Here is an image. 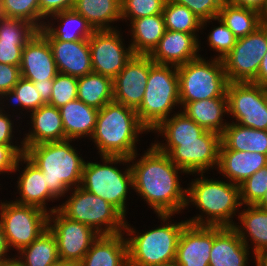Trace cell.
Instances as JSON below:
<instances>
[{"instance_id":"6da1fadb","label":"cell","mask_w":267,"mask_h":266,"mask_svg":"<svg viewBox=\"0 0 267 266\" xmlns=\"http://www.w3.org/2000/svg\"><path fill=\"white\" fill-rule=\"evenodd\" d=\"M133 188L158 215H173L186 207L187 189L180 187L177 167L153 144L131 166Z\"/></svg>"},{"instance_id":"7a4b0ae2","label":"cell","mask_w":267,"mask_h":266,"mask_svg":"<svg viewBox=\"0 0 267 266\" xmlns=\"http://www.w3.org/2000/svg\"><path fill=\"white\" fill-rule=\"evenodd\" d=\"M147 129L140 123L135 109L111 101L98 111L92 139L101 156L137 155L139 133Z\"/></svg>"},{"instance_id":"3957f363","label":"cell","mask_w":267,"mask_h":266,"mask_svg":"<svg viewBox=\"0 0 267 266\" xmlns=\"http://www.w3.org/2000/svg\"><path fill=\"white\" fill-rule=\"evenodd\" d=\"M69 142L41 143L24 151V155L42 171L49 191L57 199L81 185L85 161Z\"/></svg>"},{"instance_id":"277c9868","label":"cell","mask_w":267,"mask_h":266,"mask_svg":"<svg viewBox=\"0 0 267 266\" xmlns=\"http://www.w3.org/2000/svg\"><path fill=\"white\" fill-rule=\"evenodd\" d=\"M201 178H196L187 188V204L197 205L206 215V220L201 215L186 220L193 225H208L233 227V214L239 206L240 201V185L225 183L224 181L205 179L203 173Z\"/></svg>"},{"instance_id":"5b68a950","label":"cell","mask_w":267,"mask_h":266,"mask_svg":"<svg viewBox=\"0 0 267 266\" xmlns=\"http://www.w3.org/2000/svg\"><path fill=\"white\" fill-rule=\"evenodd\" d=\"M177 104L180 105L177 66L156 64L150 58L144 97L136 109L140 123L148 131H153L162 121L169 118L170 111Z\"/></svg>"},{"instance_id":"8992f818","label":"cell","mask_w":267,"mask_h":266,"mask_svg":"<svg viewBox=\"0 0 267 266\" xmlns=\"http://www.w3.org/2000/svg\"><path fill=\"white\" fill-rule=\"evenodd\" d=\"M101 157L103 164L85 162L80 187L103 198L125 217L127 193L129 187L133 188L132 170L128 167L123 173L112 164L130 163L135 160L136 155L130 158L108 155Z\"/></svg>"},{"instance_id":"52a82bcc","label":"cell","mask_w":267,"mask_h":266,"mask_svg":"<svg viewBox=\"0 0 267 266\" xmlns=\"http://www.w3.org/2000/svg\"><path fill=\"white\" fill-rule=\"evenodd\" d=\"M73 190L69 200L58 206V210L65 217L86 224L99 235H115L122 231L125 233V230L129 236L136 233L134 228L127 224L125 217L106 200L87 192L80 186Z\"/></svg>"},{"instance_id":"ba28073f","label":"cell","mask_w":267,"mask_h":266,"mask_svg":"<svg viewBox=\"0 0 267 266\" xmlns=\"http://www.w3.org/2000/svg\"><path fill=\"white\" fill-rule=\"evenodd\" d=\"M179 77V100L184 106L188 102L227 97L228 79L222 60L206 61L199 58L177 66Z\"/></svg>"},{"instance_id":"9c48e42d","label":"cell","mask_w":267,"mask_h":266,"mask_svg":"<svg viewBox=\"0 0 267 266\" xmlns=\"http://www.w3.org/2000/svg\"><path fill=\"white\" fill-rule=\"evenodd\" d=\"M158 216L165 225L126 239L128 266H150L175 260L179 236L188 222L167 223L173 215Z\"/></svg>"},{"instance_id":"30bf717a","label":"cell","mask_w":267,"mask_h":266,"mask_svg":"<svg viewBox=\"0 0 267 266\" xmlns=\"http://www.w3.org/2000/svg\"><path fill=\"white\" fill-rule=\"evenodd\" d=\"M0 224L10 248L19 252L48 228L49 211L16 202H1Z\"/></svg>"},{"instance_id":"8fae6325","label":"cell","mask_w":267,"mask_h":266,"mask_svg":"<svg viewBox=\"0 0 267 266\" xmlns=\"http://www.w3.org/2000/svg\"><path fill=\"white\" fill-rule=\"evenodd\" d=\"M267 51V22L245 37L238 38L233 49L222 59L229 82H251Z\"/></svg>"},{"instance_id":"7c38bea8","label":"cell","mask_w":267,"mask_h":266,"mask_svg":"<svg viewBox=\"0 0 267 266\" xmlns=\"http://www.w3.org/2000/svg\"><path fill=\"white\" fill-rule=\"evenodd\" d=\"M226 96L228 113L238 125L267 130V87L252 82H229Z\"/></svg>"},{"instance_id":"4fadbf2b","label":"cell","mask_w":267,"mask_h":266,"mask_svg":"<svg viewBox=\"0 0 267 266\" xmlns=\"http://www.w3.org/2000/svg\"><path fill=\"white\" fill-rule=\"evenodd\" d=\"M49 210L48 228L56 238L59 259L77 266L100 235L86 224L68 219L58 207Z\"/></svg>"},{"instance_id":"5bb4252c","label":"cell","mask_w":267,"mask_h":266,"mask_svg":"<svg viewBox=\"0 0 267 266\" xmlns=\"http://www.w3.org/2000/svg\"><path fill=\"white\" fill-rule=\"evenodd\" d=\"M120 31L95 30L88 39L93 72L114 79L134 55L124 47Z\"/></svg>"},{"instance_id":"9a60e30c","label":"cell","mask_w":267,"mask_h":266,"mask_svg":"<svg viewBox=\"0 0 267 266\" xmlns=\"http://www.w3.org/2000/svg\"><path fill=\"white\" fill-rule=\"evenodd\" d=\"M221 135L206 130L198 141L178 142L167 155L185 173H205L210 167L218 166Z\"/></svg>"},{"instance_id":"2e32d148","label":"cell","mask_w":267,"mask_h":266,"mask_svg":"<svg viewBox=\"0 0 267 266\" xmlns=\"http://www.w3.org/2000/svg\"><path fill=\"white\" fill-rule=\"evenodd\" d=\"M149 70L148 55H133L113 79V101L136 110L144 97Z\"/></svg>"},{"instance_id":"e0dca14e","label":"cell","mask_w":267,"mask_h":266,"mask_svg":"<svg viewBox=\"0 0 267 266\" xmlns=\"http://www.w3.org/2000/svg\"><path fill=\"white\" fill-rule=\"evenodd\" d=\"M39 32L48 40L58 73L82 77L93 72L88 39L61 41L44 27Z\"/></svg>"},{"instance_id":"ac0fdd59","label":"cell","mask_w":267,"mask_h":266,"mask_svg":"<svg viewBox=\"0 0 267 266\" xmlns=\"http://www.w3.org/2000/svg\"><path fill=\"white\" fill-rule=\"evenodd\" d=\"M213 226L187 223L179 236L175 261L179 266H209Z\"/></svg>"},{"instance_id":"d6986e66","label":"cell","mask_w":267,"mask_h":266,"mask_svg":"<svg viewBox=\"0 0 267 266\" xmlns=\"http://www.w3.org/2000/svg\"><path fill=\"white\" fill-rule=\"evenodd\" d=\"M21 77L32 82L54 79L58 70L48 40L38 31L22 49Z\"/></svg>"},{"instance_id":"ffe728a7","label":"cell","mask_w":267,"mask_h":266,"mask_svg":"<svg viewBox=\"0 0 267 266\" xmlns=\"http://www.w3.org/2000/svg\"><path fill=\"white\" fill-rule=\"evenodd\" d=\"M199 44L195 33L166 30L148 56L156 64L179 66L200 57Z\"/></svg>"},{"instance_id":"44dd1931","label":"cell","mask_w":267,"mask_h":266,"mask_svg":"<svg viewBox=\"0 0 267 266\" xmlns=\"http://www.w3.org/2000/svg\"><path fill=\"white\" fill-rule=\"evenodd\" d=\"M248 249L234 227L213 226L209 266H247Z\"/></svg>"},{"instance_id":"7402d4cb","label":"cell","mask_w":267,"mask_h":266,"mask_svg":"<svg viewBox=\"0 0 267 266\" xmlns=\"http://www.w3.org/2000/svg\"><path fill=\"white\" fill-rule=\"evenodd\" d=\"M267 165V155L256 152L227 149L222 143L219 148L218 167L231 183L240 185L259 169Z\"/></svg>"},{"instance_id":"603a6c76","label":"cell","mask_w":267,"mask_h":266,"mask_svg":"<svg viewBox=\"0 0 267 266\" xmlns=\"http://www.w3.org/2000/svg\"><path fill=\"white\" fill-rule=\"evenodd\" d=\"M31 119L34 129L23 139L21 147L24 149L41 143L67 140L59 108L44 104L32 111Z\"/></svg>"},{"instance_id":"cb8c5ba5","label":"cell","mask_w":267,"mask_h":266,"mask_svg":"<svg viewBox=\"0 0 267 266\" xmlns=\"http://www.w3.org/2000/svg\"><path fill=\"white\" fill-rule=\"evenodd\" d=\"M123 234L100 235L77 266H128L127 242Z\"/></svg>"},{"instance_id":"d4e9b609","label":"cell","mask_w":267,"mask_h":266,"mask_svg":"<svg viewBox=\"0 0 267 266\" xmlns=\"http://www.w3.org/2000/svg\"><path fill=\"white\" fill-rule=\"evenodd\" d=\"M24 161V162H23ZM23 163H27L21 176L19 177L18 190L20 199L14 201L21 205H31L47 211L46 200L52 201L57 199L46 185L45 176L42 171L32 163L24 154L22 155Z\"/></svg>"},{"instance_id":"484cf974","label":"cell","mask_w":267,"mask_h":266,"mask_svg":"<svg viewBox=\"0 0 267 266\" xmlns=\"http://www.w3.org/2000/svg\"><path fill=\"white\" fill-rule=\"evenodd\" d=\"M59 111L67 140L72 142V139L88 137V135L90 138L92 137L96 127L98 109L75 99L60 107Z\"/></svg>"},{"instance_id":"4316f807","label":"cell","mask_w":267,"mask_h":266,"mask_svg":"<svg viewBox=\"0 0 267 266\" xmlns=\"http://www.w3.org/2000/svg\"><path fill=\"white\" fill-rule=\"evenodd\" d=\"M154 131L161 133L166 138L167 144L154 143L161 152L167 154L178 142L198 141L206 130L189 118L183 111L174 114L171 118L162 121ZM167 145V146H166Z\"/></svg>"},{"instance_id":"83f0119b","label":"cell","mask_w":267,"mask_h":266,"mask_svg":"<svg viewBox=\"0 0 267 266\" xmlns=\"http://www.w3.org/2000/svg\"><path fill=\"white\" fill-rule=\"evenodd\" d=\"M183 112L205 130L223 133L228 123H224L223 113L228 114L227 97H217L188 102Z\"/></svg>"},{"instance_id":"f1b7e54d","label":"cell","mask_w":267,"mask_h":266,"mask_svg":"<svg viewBox=\"0 0 267 266\" xmlns=\"http://www.w3.org/2000/svg\"><path fill=\"white\" fill-rule=\"evenodd\" d=\"M130 24L133 35L130 46L134 55H149L166 31L163 14L134 19Z\"/></svg>"},{"instance_id":"f546056e","label":"cell","mask_w":267,"mask_h":266,"mask_svg":"<svg viewBox=\"0 0 267 266\" xmlns=\"http://www.w3.org/2000/svg\"><path fill=\"white\" fill-rule=\"evenodd\" d=\"M221 143L229 150L258 152L267 155V130H258L228 123L221 134Z\"/></svg>"},{"instance_id":"4dcf8cb0","label":"cell","mask_w":267,"mask_h":266,"mask_svg":"<svg viewBox=\"0 0 267 266\" xmlns=\"http://www.w3.org/2000/svg\"><path fill=\"white\" fill-rule=\"evenodd\" d=\"M73 9L94 30H113L110 23L121 20V0H76Z\"/></svg>"},{"instance_id":"1f68e13d","label":"cell","mask_w":267,"mask_h":266,"mask_svg":"<svg viewBox=\"0 0 267 266\" xmlns=\"http://www.w3.org/2000/svg\"><path fill=\"white\" fill-rule=\"evenodd\" d=\"M247 210L239 213L238 218L243 228L234 225V229L238 232L244 244L248 247L247 237L254 243L253 254H257L267 250V209L257 205H247ZM249 234L246 237V232Z\"/></svg>"},{"instance_id":"d6a6232c","label":"cell","mask_w":267,"mask_h":266,"mask_svg":"<svg viewBox=\"0 0 267 266\" xmlns=\"http://www.w3.org/2000/svg\"><path fill=\"white\" fill-rule=\"evenodd\" d=\"M77 99L100 110L113 101V79L95 72L78 77Z\"/></svg>"},{"instance_id":"836d02e7","label":"cell","mask_w":267,"mask_h":266,"mask_svg":"<svg viewBox=\"0 0 267 266\" xmlns=\"http://www.w3.org/2000/svg\"><path fill=\"white\" fill-rule=\"evenodd\" d=\"M19 253L22 259L16 260L22 266H50L60 260L56 238L49 228Z\"/></svg>"},{"instance_id":"e575fe53","label":"cell","mask_w":267,"mask_h":266,"mask_svg":"<svg viewBox=\"0 0 267 266\" xmlns=\"http://www.w3.org/2000/svg\"><path fill=\"white\" fill-rule=\"evenodd\" d=\"M218 18L224 22L237 38L247 36L265 22L260 12L226 2L222 4Z\"/></svg>"},{"instance_id":"d590c367","label":"cell","mask_w":267,"mask_h":266,"mask_svg":"<svg viewBox=\"0 0 267 266\" xmlns=\"http://www.w3.org/2000/svg\"><path fill=\"white\" fill-rule=\"evenodd\" d=\"M51 17L56 20L59 19L60 23L63 22L59 28H55V26L53 28L49 23L44 24V28L57 40H85L89 39L95 31L88 21L81 14H78L74 9L57 12L51 15ZM74 25L78 28H72L75 27Z\"/></svg>"},{"instance_id":"8d00e7d4","label":"cell","mask_w":267,"mask_h":266,"mask_svg":"<svg viewBox=\"0 0 267 266\" xmlns=\"http://www.w3.org/2000/svg\"><path fill=\"white\" fill-rule=\"evenodd\" d=\"M162 14L166 30L196 33L202 29V20L184 5L167 0Z\"/></svg>"},{"instance_id":"74e56055","label":"cell","mask_w":267,"mask_h":266,"mask_svg":"<svg viewBox=\"0 0 267 266\" xmlns=\"http://www.w3.org/2000/svg\"><path fill=\"white\" fill-rule=\"evenodd\" d=\"M0 10L2 16L25 20L38 30L46 23L40 21L39 0H1Z\"/></svg>"},{"instance_id":"f35d334b","label":"cell","mask_w":267,"mask_h":266,"mask_svg":"<svg viewBox=\"0 0 267 266\" xmlns=\"http://www.w3.org/2000/svg\"><path fill=\"white\" fill-rule=\"evenodd\" d=\"M8 96L13 101V104L22 106L25 110L29 109L31 112L46 104L35 88L34 83L23 77L19 79L12 90L1 94L0 98L2 99L3 97L5 99L6 97L8 100ZM15 104L14 106H16Z\"/></svg>"},{"instance_id":"ab89813d","label":"cell","mask_w":267,"mask_h":266,"mask_svg":"<svg viewBox=\"0 0 267 266\" xmlns=\"http://www.w3.org/2000/svg\"><path fill=\"white\" fill-rule=\"evenodd\" d=\"M267 191V165L240 184L241 204L257 205Z\"/></svg>"},{"instance_id":"60d3db41","label":"cell","mask_w":267,"mask_h":266,"mask_svg":"<svg viewBox=\"0 0 267 266\" xmlns=\"http://www.w3.org/2000/svg\"><path fill=\"white\" fill-rule=\"evenodd\" d=\"M38 31L25 20L5 16L0 18V40L30 41Z\"/></svg>"},{"instance_id":"b9f144b4","label":"cell","mask_w":267,"mask_h":266,"mask_svg":"<svg viewBox=\"0 0 267 266\" xmlns=\"http://www.w3.org/2000/svg\"><path fill=\"white\" fill-rule=\"evenodd\" d=\"M77 83V77L58 73L53 79L52 94L48 104L60 108L77 99Z\"/></svg>"},{"instance_id":"7bdbcfd3","label":"cell","mask_w":267,"mask_h":266,"mask_svg":"<svg viewBox=\"0 0 267 266\" xmlns=\"http://www.w3.org/2000/svg\"><path fill=\"white\" fill-rule=\"evenodd\" d=\"M167 0H121V19H138L162 14ZM127 17V18H126Z\"/></svg>"},{"instance_id":"ee69618b","label":"cell","mask_w":267,"mask_h":266,"mask_svg":"<svg viewBox=\"0 0 267 266\" xmlns=\"http://www.w3.org/2000/svg\"><path fill=\"white\" fill-rule=\"evenodd\" d=\"M214 20H218L220 25L212 29L207 39L209 46L220 54L215 58L222 60L233 49L238 38L221 19L217 17Z\"/></svg>"},{"instance_id":"f6af8a7d","label":"cell","mask_w":267,"mask_h":266,"mask_svg":"<svg viewBox=\"0 0 267 266\" xmlns=\"http://www.w3.org/2000/svg\"><path fill=\"white\" fill-rule=\"evenodd\" d=\"M174 3L184 5L202 20V28L209 20L219 16L224 0H170Z\"/></svg>"},{"instance_id":"bcb514c9","label":"cell","mask_w":267,"mask_h":266,"mask_svg":"<svg viewBox=\"0 0 267 266\" xmlns=\"http://www.w3.org/2000/svg\"><path fill=\"white\" fill-rule=\"evenodd\" d=\"M24 147L14 145H2L0 144V174L12 173L17 171L19 163L22 161V155L24 154Z\"/></svg>"},{"instance_id":"7dc6e473","label":"cell","mask_w":267,"mask_h":266,"mask_svg":"<svg viewBox=\"0 0 267 266\" xmlns=\"http://www.w3.org/2000/svg\"><path fill=\"white\" fill-rule=\"evenodd\" d=\"M29 41L0 40V63L20 67L22 49Z\"/></svg>"},{"instance_id":"c3c4849f","label":"cell","mask_w":267,"mask_h":266,"mask_svg":"<svg viewBox=\"0 0 267 266\" xmlns=\"http://www.w3.org/2000/svg\"><path fill=\"white\" fill-rule=\"evenodd\" d=\"M20 78L19 66L0 63V95L12 90Z\"/></svg>"},{"instance_id":"681fc988","label":"cell","mask_w":267,"mask_h":266,"mask_svg":"<svg viewBox=\"0 0 267 266\" xmlns=\"http://www.w3.org/2000/svg\"><path fill=\"white\" fill-rule=\"evenodd\" d=\"M75 1L76 0H39L40 20L45 19V17L47 19L57 12L73 9Z\"/></svg>"},{"instance_id":"f907efd6","label":"cell","mask_w":267,"mask_h":266,"mask_svg":"<svg viewBox=\"0 0 267 266\" xmlns=\"http://www.w3.org/2000/svg\"><path fill=\"white\" fill-rule=\"evenodd\" d=\"M12 131L13 124L9 115L7 116L0 108V144L12 145V137H14Z\"/></svg>"},{"instance_id":"816d5d0a","label":"cell","mask_w":267,"mask_h":266,"mask_svg":"<svg viewBox=\"0 0 267 266\" xmlns=\"http://www.w3.org/2000/svg\"><path fill=\"white\" fill-rule=\"evenodd\" d=\"M224 1L228 4L235 5L238 7L254 9L262 14L266 9L267 0H224Z\"/></svg>"},{"instance_id":"f5cc1de1","label":"cell","mask_w":267,"mask_h":266,"mask_svg":"<svg viewBox=\"0 0 267 266\" xmlns=\"http://www.w3.org/2000/svg\"><path fill=\"white\" fill-rule=\"evenodd\" d=\"M35 88L40 94L42 100L47 104L50 101L52 94L53 79L45 80L43 82H33Z\"/></svg>"},{"instance_id":"db71d44e","label":"cell","mask_w":267,"mask_h":266,"mask_svg":"<svg viewBox=\"0 0 267 266\" xmlns=\"http://www.w3.org/2000/svg\"><path fill=\"white\" fill-rule=\"evenodd\" d=\"M251 82L257 85L267 87V51L260 63L257 76Z\"/></svg>"},{"instance_id":"11a10c76","label":"cell","mask_w":267,"mask_h":266,"mask_svg":"<svg viewBox=\"0 0 267 266\" xmlns=\"http://www.w3.org/2000/svg\"><path fill=\"white\" fill-rule=\"evenodd\" d=\"M9 251V246L6 240V236L0 224V263H7L11 261V258H6V254Z\"/></svg>"},{"instance_id":"9f6ffc18","label":"cell","mask_w":267,"mask_h":266,"mask_svg":"<svg viewBox=\"0 0 267 266\" xmlns=\"http://www.w3.org/2000/svg\"><path fill=\"white\" fill-rule=\"evenodd\" d=\"M256 266H267V250L254 255Z\"/></svg>"},{"instance_id":"6f0895ef","label":"cell","mask_w":267,"mask_h":266,"mask_svg":"<svg viewBox=\"0 0 267 266\" xmlns=\"http://www.w3.org/2000/svg\"><path fill=\"white\" fill-rule=\"evenodd\" d=\"M50 266H76V265L71 262L58 260L57 262L51 264Z\"/></svg>"},{"instance_id":"680465c9","label":"cell","mask_w":267,"mask_h":266,"mask_svg":"<svg viewBox=\"0 0 267 266\" xmlns=\"http://www.w3.org/2000/svg\"><path fill=\"white\" fill-rule=\"evenodd\" d=\"M257 206L267 209V191L264 195V197L262 198V200L257 204Z\"/></svg>"},{"instance_id":"91938a15","label":"cell","mask_w":267,"mask_h":266,"mask_svg":"<svg viewBox=\"0 0 267 266\" xmlns=\"http://www.w3.org/2000/svg\"><path fill=\"white\" fill-rule=\"evenodd\" d=\"M150 266H179L175 260L170 261V262H166V263H162V264H155V265H150Z\"/></svg>"},{"instance_id":"94428289","label":"cell","mask_w":267,"mask_h":266,"mask_svg":"<svg viewBox=\"0 0 267 266\" xmlns=\"http://www.w3.org/2000/svg\"><path fill=\"white\" fill-rule=\"evenodd\" d=\"M4 266H22V265L16 260V258H12V260L5 263Z\"/></svg>"},{"instance_id":"6125c7cd","label":"cell","mask_w":267,"mask_h":266,"mask_svg":"<svg viewBox=\"0 0 267 266\" xmlns=\"http://www.w3.org/2000/svg\"><path fill=\"white\" fill-rule=\"evenodd\" d=\"M262 16H263V18H264V21L267 22V1H266V9H265V11L262 13Z\"/></svg>"}]
</instances>
